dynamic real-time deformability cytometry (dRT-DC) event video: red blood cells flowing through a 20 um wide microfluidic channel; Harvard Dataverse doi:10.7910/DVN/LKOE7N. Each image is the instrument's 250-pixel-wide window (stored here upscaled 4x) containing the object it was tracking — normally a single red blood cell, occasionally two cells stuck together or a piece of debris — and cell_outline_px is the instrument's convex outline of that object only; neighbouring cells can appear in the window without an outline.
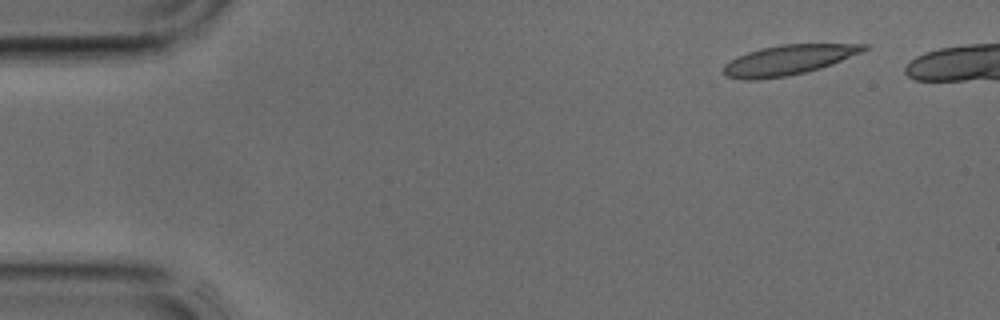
{"species": "common noctule bat (a hibernating species)", "species_latin": "Nyctalus noctula", "temperature_condition": "cold", "stored_images_in_passage": 4, "segment_of_instrument_passage": [2, 2], "camera_frame_rate_fps": 3000, "um_per_image_px": 0.085, "animal": {"sex": "male", "body_mass_g": 17.9, "forearm_length_mm": 54.2}, "frame": {"image": 1, "passage_image": 4, "time_ms": 1.0, "image_size_px": [1000, 320], "cell_outline_px": [[868, 48], [864, 52], [832, 64], [820, 68], [788, 76], [756, 80], [744, 80], [724, 76], [724, 64], [748, 52], [760, 48], [780, 44], [868, 44]], "centroid_in_image_um": [67.03, 5.1], "position_along_channel_um": 18.0, "area_um2": 24.45}}